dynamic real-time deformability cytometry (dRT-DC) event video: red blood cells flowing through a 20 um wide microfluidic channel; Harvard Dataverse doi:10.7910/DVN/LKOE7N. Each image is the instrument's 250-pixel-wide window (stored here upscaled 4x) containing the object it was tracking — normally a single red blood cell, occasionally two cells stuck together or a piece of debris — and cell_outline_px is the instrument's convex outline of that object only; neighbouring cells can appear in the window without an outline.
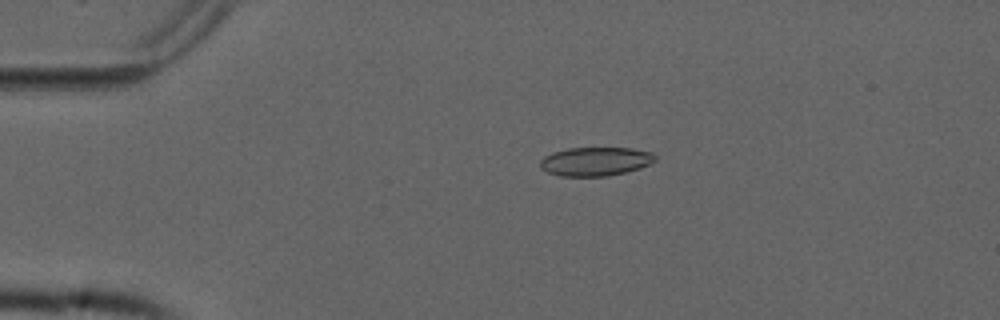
{"species": "common noctule bat (a hibernating species)", "species_latin": "Nyctalus noctula", "temperature_condition": "cold", "stored_images_in_passage": 55, "camera_frame_rate_fps": 3000, "um_per_image_px": 0.085, "animal": {"sex": "male", "forearm_length_mm": 52.5}, "frame": {"image": 1, "passage_image": 12, "time_ms": 3.667, "image_size_px": [1000, 320], "cell_outline_px": [[656, 160], [640, 168], [608, 176], [560, 176], [548, 172], [540, 168], [540, 160], [544, 156], [552, 152], [568, 148], [632, 148], [652, 152], [656, 156]], "centroid_in_image_um": [50.6, 13.72], "position_along_channel_um": 34.4, "area_um2": 19.31}}
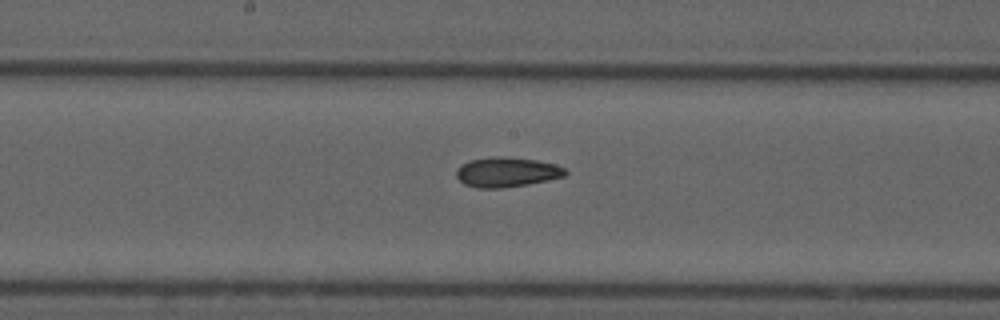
{"frame": {"image": 2, "passage_image": 29, "time_ms": 9.333, "image_size_px": [1000, 320], "cell_outline_px": [[568, 172], [564, 176], [528, 184], [504, 188], [480, 188], [464, 184], [456, 176], [456, 172], [460, 164], [472, 160], [492, 156], [536, 160], [552, 164], [564, 168]], "centroid_in_image_um": [43.04, 14.64], "position_along_channel_um": 205.2, "area_um2": 18.61}}
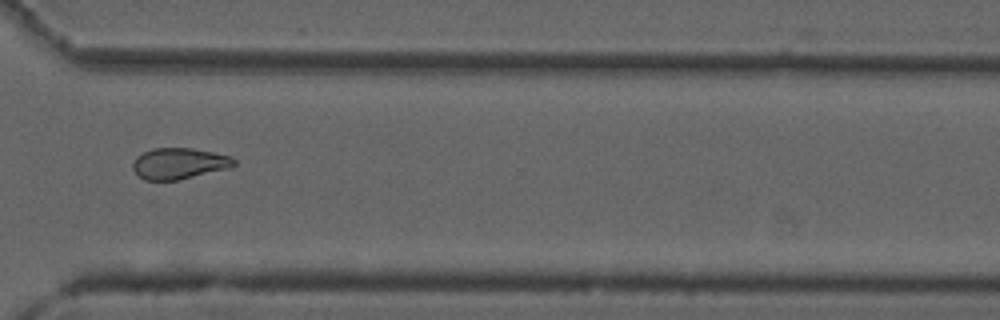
{"frame": {"image": 3, "passage_image": 41, "time_ms": 13.333, "image_size_px": [1000, 320], "cell_outline_px": [[236, 164], [228, 168], [180, 180], [144, 180], [132, 168], [132, 164], [136, 156], [152, 148], [192, 148], [212, 152], [228, 156], [236, 160]], "centroid_in_image_um": [15.2, 13.9], "position_along_channel_um": 355.4, "area_um2": 18.26}, "authors_computed_cell_mechanics": {"area_um2": 19.074, "velocity_mm_per_s": 3.7702, "shape_relaxation_time_tau1_ms": 10.8441, "shape_relaxation_time_tau2_ms": 2.4428, "deformation_change_tau1": 0.1822, "deformation_change_tau2": 0.0678}}